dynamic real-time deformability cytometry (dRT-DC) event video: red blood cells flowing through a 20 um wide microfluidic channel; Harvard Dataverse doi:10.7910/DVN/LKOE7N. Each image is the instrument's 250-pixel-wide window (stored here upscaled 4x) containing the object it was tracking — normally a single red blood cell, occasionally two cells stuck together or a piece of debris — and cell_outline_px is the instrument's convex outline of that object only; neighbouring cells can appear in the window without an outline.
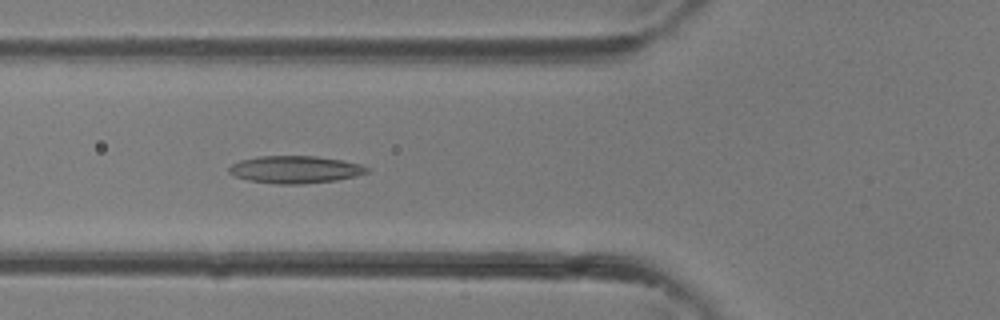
{"species": "common noctule bat (a hibernating species)", "species_latin": "Nyctalus noctula", "temperature_condition": "room temperature", "stored_images_in_passage": 37, "camera_frame_rate_fps": 3000, "um_per_image_px": 0.085, "animal": {"sex": "female"}, "frame": {"image": 1, "passage_image": 14, "time_ms": 4.333, "image_size_px": [1000, 320], "cell_outline_px": [[368, 172], [356, 176], [336, 180], [304, 184], [276, 184], [248, 180], [236, 176], [228, 172], [228, 168], [232, 164], [240, 160], [260, 156], [316, 156], [340, 160], [360, 164], [368, 168]], "centroid_in_image_um": [25.07, 14.41], "position_along_channel_um": 100.7, "area_um2": 21.91}}
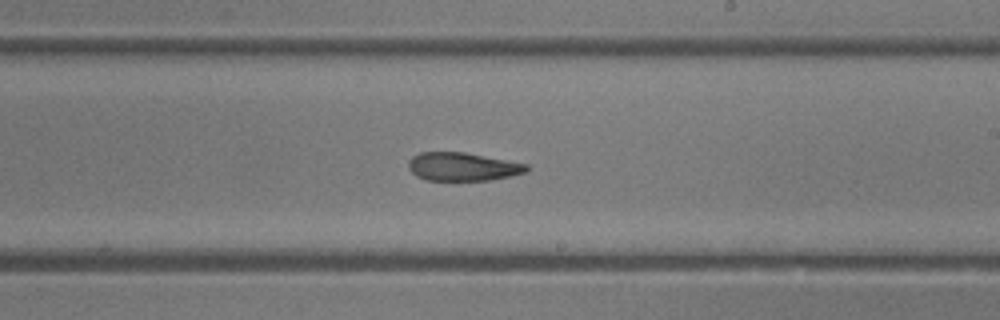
{"frame": {"image": 2, "passage_image": 22, "time_ms": 7.0, "image_size_px": [1000, 320], "cell_outline_px": [[528, 172], [492, 180], [424, 180], [416, 176], [408, 168], [408, 160], [412, 156], [420, 152], [464, 152], [528, 164]], "centroid_in_image_um": [39.31, 14.17], "position_along_channel_um": 249.7, "area_um2": 19.59}}
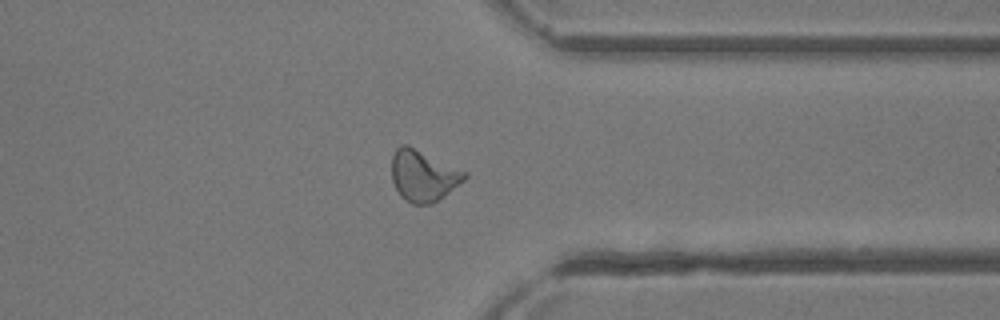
{"frame": {"image": 3, "passage_image": 29, "time_ms": 9.333, "image_size_px": [1000, 320], "cell_outline_px": [[468, 176], [464, 180], [432, 204], [412, 204], [400, 196], [392, 180], [392, 156], [396, 148], [400, 144], [408, 144], [468, 172]], "centroid_in_image_um": [35.97, 14.91], "position_along_channel_um": 375.4, "area_um2": 21.79}}